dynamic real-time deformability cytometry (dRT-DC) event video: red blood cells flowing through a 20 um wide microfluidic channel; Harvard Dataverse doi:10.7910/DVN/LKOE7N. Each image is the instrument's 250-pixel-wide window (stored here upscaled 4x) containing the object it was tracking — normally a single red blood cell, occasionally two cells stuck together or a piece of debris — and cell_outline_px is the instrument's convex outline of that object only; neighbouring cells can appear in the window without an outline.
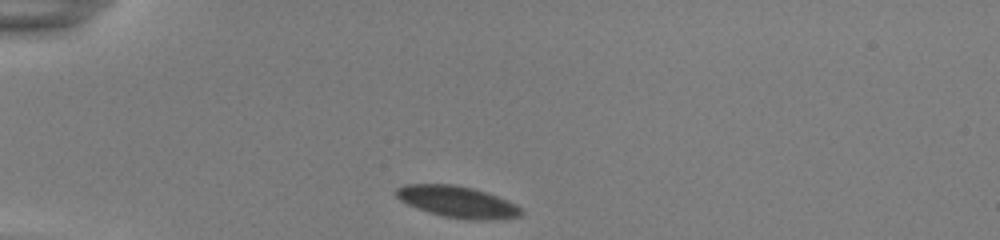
{"species": "common noctule bat (a hibernating species)", "species_latin": "Nyctalus noctula", "temperature_condition": "room temperature", "stored_images_in_passage": 41, "camera_frame_rate_fps": 3000, "um_per_image_px": 0.085, "animal": {"sex": "female", "body_mass_g": 22.0, "forearm_length_mm": 56.7}, "frame": {"image": 1, "passage_image": 1, "time_ms": 0.0, "image_size_px": [1000, 240], "cell_outline_px": [[524, 212], [520, 216], [488, 220], [472, 220], [444, 216], [428, 212], [408, 204], [400, 200], [396, 196], [396, 188], [404, 184], [452, 184], [472, 188], [508, 200], [516, 204]], "centroid_in_image_um": [38.87, 17.15], "position_along_channel_um": 46.1, "area_um2": 22.72}}
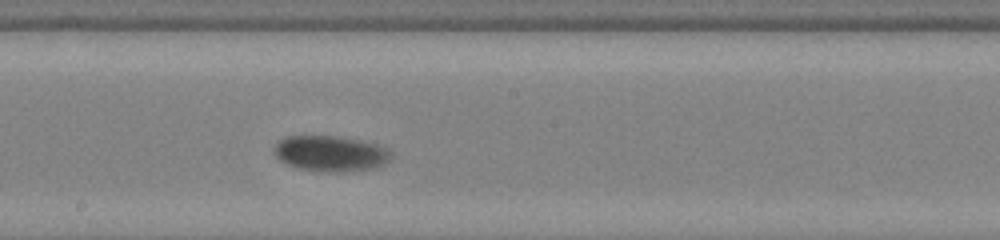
{"frame": {"image": 2, "passage_image": 18, "time_ms": 5.667, "image_size_px": [1000, 240], "cell_outline_px": [[392, 156], [384, 164], [376, 168], [344, 172], [324, 172], [300, 168], [288, 164], [280, 160], [276, 156], [276, 144], [280, 140], [288, 136], [340, 136], [380, 144], [388, 148], [392, 152]], "centroid_in_image_um": [28.18, 13.05], "position_along_channel_um": 220.0, "area_um2": 24.39}}
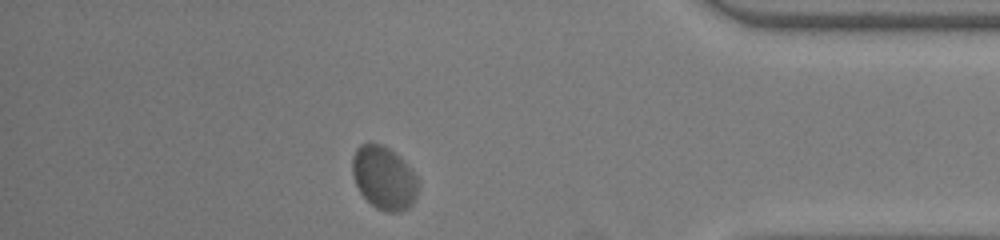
{"frame": {"image": 3, "passage_image": 35, "time_ms": 11.333, "image_size_px": [1000, 240], "cell_outline_px": [[420, 184], [416, 196], [412, 204], [408, 208], [400, 212], [388, 212], [376, 208], [360, 192], [352, 176], [352, 156], [356, 148], [360, 144], [380, 144], [388, 148], [420, 180]], "centroid_in_image_um": [32.62, 15.15], "position_along_channel_um": 402.6, "area_um2": 23.93}, "authors_computed_cell_mechanics": {"area_um2": 24.0448, "velocity_mm_per_s": 3.678, "shape_relaxation_time_tau1_ms": 1.3264, "shape_relaxation_time_tau2_ms": null, "deformation_change_tau1": 0.049, "deformation_change_tau2": null}}